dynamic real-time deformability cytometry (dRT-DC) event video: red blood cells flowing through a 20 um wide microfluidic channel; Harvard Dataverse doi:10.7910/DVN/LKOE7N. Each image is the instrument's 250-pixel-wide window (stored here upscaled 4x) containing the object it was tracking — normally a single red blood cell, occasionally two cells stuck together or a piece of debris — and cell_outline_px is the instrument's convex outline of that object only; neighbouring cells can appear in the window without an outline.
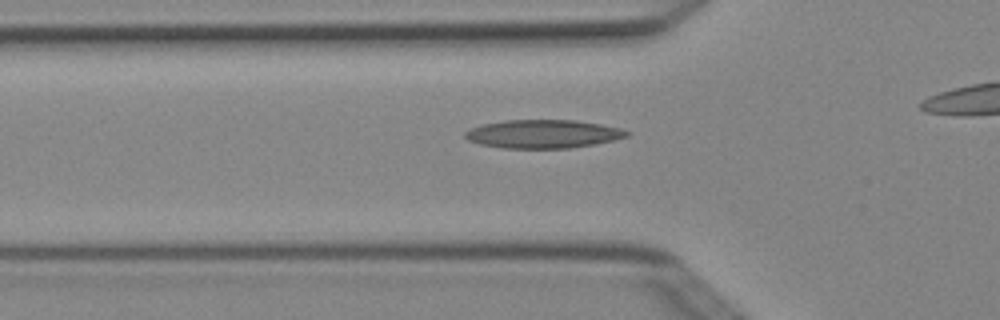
{"species": "Egyptian fruit bat (a non-hibernating species)", "species_latin": "Rousettus aegyptiacus", "temperature_condition": "cold", "stored_images_in_passage": 5, "segment_of_instrument_passage": [1, 2], "camera_frame_rate_fps": 3000, "um_per_image_px": 0.085, "animal": {"sex": "female"}, "frame": {"image": 1, "passage_image": 4, "time_ms": 1.0, "image_size_px": [1000, 320], "cell_outline_px": [[632, 132], [628, 136], [616, 140], [596, 144], [572, 148], [504, 148], [480, 144], [468, 140], [464, 136], [464, 132], [468, 128], [480, 124], [504, 120], [576, 120], [600, 124], [620, 128]], "centroid_in_image_um": [46.16, 11.38], "position_along_channel_um": 79.6, "area_um2": 27.11}}